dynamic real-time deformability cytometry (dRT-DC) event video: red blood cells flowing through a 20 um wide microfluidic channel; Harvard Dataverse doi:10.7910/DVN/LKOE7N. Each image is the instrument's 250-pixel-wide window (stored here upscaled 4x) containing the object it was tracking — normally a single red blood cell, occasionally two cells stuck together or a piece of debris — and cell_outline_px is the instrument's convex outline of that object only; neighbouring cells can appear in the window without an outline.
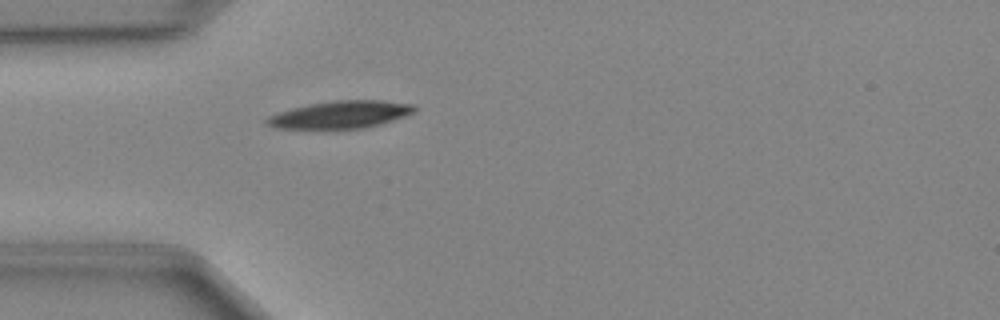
{"species": "Egyptian fruit bat (a non-hibernating species)", "species_latin": "Rousettus aegyptiacus", "temperature_condition": "cold", "stored_images_in_passage": 33, "camera_frame_rate_fps": 3000, "um_per_image_px": 0.085, "animal": {"sex": "female"}, "frame": {"image": 1, "passage_image": 1, "time_ms": 0.0, "image_size_px": [1000, 320], "cell_outline_px": [[416, 112], [380, 124], [364, 128], [276, 128], [264, 124], [264, 120], [268, 116], [292, 108], [308, 104], [332, 100], [384, 100], [416, 104]], "centroid_in_image_um": [28.96, 9.72], "position_along_channel_um": 56.0, "area_um2": 23.64}}
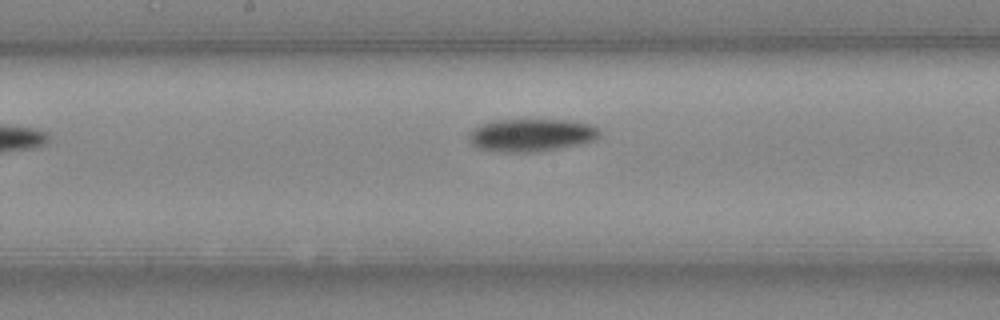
{"frame": {"image": 2, "passage_image": 12, "time_ms": 3.667, "image_size_px": [1000, 320], "cell_outline_px": [[600, 136], [596, 140], [580, 144], [540, 152], [500, 152], [476, 148], [472, 144], [468, 136], [476, 128], [484, 124], [496, 120], [572, 120], [592, 124], [600, 132]], "centroid_in_image_um": [45.22, 11.5], "position_along_channel_um": 203.0, "area_um2": 24.97}}
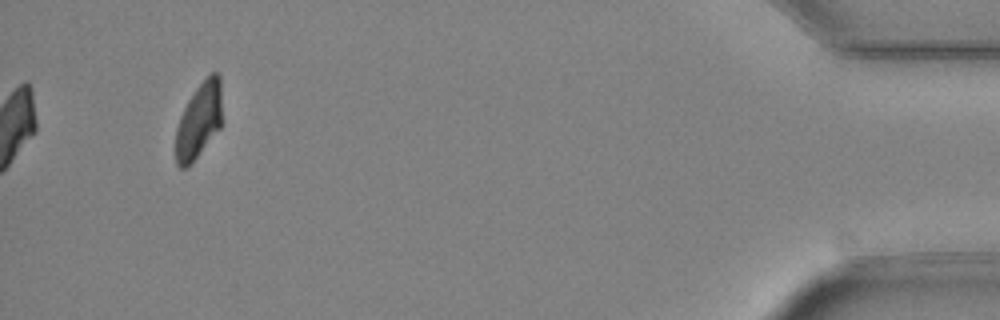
{"frame": {"image": 3, "passage_image": 33, "time_ms": 10.667, "image_size_px": [1000, 320], "cell_outline_px": [[220, 128], [196, 156], [184, 168], [180, 168], [176, 164], [176, 128], [180, 116], [188, 100], [196, 88], [212, 72], [216, 72], [220, 76]], "centroid_in_image_um": [16.88, 10.23], "position_along_channel_um": 418.3, "area_um2": 19.65}}